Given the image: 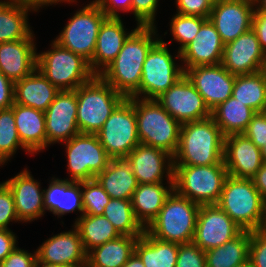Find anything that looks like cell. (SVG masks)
Returning <instances> with one entry per match:
<instances>
[{
  "label": "cell",
  "instance_id": "obj_55",
  "mask_svg": "<svg viewBox=\"0 0 266 267\" xmlns=\"http://www.w3.org/2000/svg\"><path fill=\"white\" fill-rule=\"evenodd\" d=\"M122 267H145L141 259L133 253L129 260Z\"/></svg>",
  "mask_w": 266,
  "mask_h": 267
},
{
  "label": "cell",
  "instance_id": "obj_46",
  "mask_svg": "<svg viewBox=\"0 0 266 267\" xmlns=\"http://www.w3.org/2000/svg\"><path fill=\"white\" fill-rule=\"evenodd\" d=\"M212 0H176L178 14L209 18L213 8Z\"/></svg>",
  "mask_w": 266,
  "mask_h": 267
},
{
  "label": "cell",
  "instance_id": "obj_20",
  "mask_svg": "<svg viewBox=\"0 0 266 267\" xmlns=\"http://www.w3.org/2000/svg\"><path fill=\"white\" fill-rule=\"evenodd\" d=\"M223 161L228 175L252 179L264 163L260 149L244 134L225 137Z\"/></svg>",
  "mask_w": 266,
  "mask_h": 267
},
{
  "label": "cell",
  "instance_id": "obj_10",
  "mask_svg": "<svg viewBox=\"0 0 266 267\" xmlns=\"http://www.w3.org/2000/svg\"><path fill=\"white\" fill-rule=\"evenodd\" d=\"M107 16L92 1L76 11L54 41L84 58L89 64L93 58L97 36Z\"/></svg>",
  "mask_w": 266,
  "mask_h": 267
},
{
  "label": "cell",
  "instance_id": "obj_27",
  "mask_svg": "<svg viewBox=\"0 0 266 267\" xmlns=\"http://www.w3.org/2000/svg\"><path fill=\"white\" fill-rule=\"evenodd\" d=\"M17 133L26 152L37 153L47 147L45 112L14 103Z\"/></svg>",
  "mask_w": 266,
  "mask_h": 267
},
{
  "label": "cell",
  "instance_id": "obj_23",
  "mask_svg": "<svg viewBox=\"0 0 266 267\" xmlns=\"http://www.w3.org/2000/svg\"><path fill=\"white\" fill-rule=\"evenodd\" d=\"M4 183L13 194L19 221L31 222L44 214V191L27 169Z\"/></svg>",
  "mask_w": 266,
  "mask_h": 267
},
{
  "label": "cell",
  "instance_id": "obj_9",
  "mask_svg": "<svg viewBox=\"0 0 266 267\" xmlns=\"http://www.w3.org/2000/svg\"><path fill=\"white\" fill-rule=\"evenodd\" d=\"M111 159H125L140 143L132 97L125 98L96 133Z\"/></svg>",
  "mask_w": 266,
  "mask_h": 267
},
{
  "label": "cell",
  "instance_id": "obj_49",
  "mask_svg": "<svg viewBox=\"0 0 266 267\" xmlns=\"http://www.w3.org/2000/svg\"><path fill=\"white\" fill-rule=\"evenodd\" d=\"M100 8V10L107 17H120V11H132L133 0H95L94 1Z\"/></svg>",
  "mask_w": 266,
  "mask_h": 267
},
{
  "label": "cell",
  "instance_id": "obj_18",
  "mask_svg": "<svg viewBox=\"0 0 266 267\" xmlns=\"http://www.w3.org/2000/svg\"><path fill=\"white\" fill-rule=\"evenodd\" d=\"M265 63L266 54L252 29L224 46L221 64L233 75L261 71Z\"/></svg>",
  "mask_w": 266,
  "mask_h": 267
},
{
  "label": "cell",
  "instance_id": "obj_26",
  "mask_svg": "<svg viewBox=\"0 0 266 267\" xmlns=\"http://www.w3.org/2000/svg\"><path fill=\"white\" fill-rule=\"evenodd\" d=\"M60 90L37 68L14 82V103L45 112Z\"/></svg>",
  "mask_w": 266,
  "mask_h": 267
},
{
  "label": "cell",
  "instance_id": "obj_51",
  "mask_svg": "<svg viewBox=\"0 0 266 267\" xmlns=\"http://www.w3.org/2000/svg\"><path fill=\"white\" fill-rule=\"evenodd\" d=\"M252 30L256 33L262 50L266 54V12L254 11Z\"/></svg>",
  "mask_w": 266,
  "mask_h": 267
},
{
  "label": "cell",
  "instance_id": "obj_12",
  "mask_svg": "<svg viewBox=\"0 0 266 267\" xmlns=\"http://www.w3.org/2000/svg\"><path fill=\"white\" fill-rule=\"evenodd\" d=\"M65 143L71 181L95 179L111 160L97 134L79 133Z\"/></svg>",
  "mask_w": 266,
  "mask_h": 267
},
{
  "label": "cell",
  "instance_id": "obj_57",
  "mask_svg": "<svg viewBox=\"0 0 266 267\" xmlns=\"http://www.w3.org/2000/svg\"><path fill=\"white\" fill-rule=\"evenodd\" d=\"M33 267H69V266L56 265V264H49V263H45V262L39 260L38 258H36Z\"/></svg>",
  "mask_w": 266,
  "mask_h": 267
},
{
  "label": "cell",
  "instance_id": "obj_28",
  "mask_svg": "<svg viewBox=\"0 0 266 267\" xmlns=\"http://www.w3.org/2000/svg\"><path fill=\"white\" fill-rule=\"evenodd\" d=\"M168 187H164L162 182L138 184L132 195L131 205L136 220L144 229L157 217L166 199L174 190V183H170Z\"/></svg>",
  "mask_w": 266,
  "mask_h": 267
},
{
  "label": "cell",
  "instance_id": "obj_5",
  "mask_svg": "<svg viewBox=\"0 0 266 267\" xmlns=\"http://www.w3.org/2000/svg\"><path fill=\"white\" fill-rule=\"evenodd\" d=\"M199 208L200 205L173 190L157 217L145 230L152 237L162 241L177 244L191 243Z\"/></svg>",
  "mask_w": 266,
  "mask_h": 267
},
{
  "label": "cell",
  "instance_id": "obj_53",
  "mask_svg": "<svg viewBox=\"0 0 266 267\" xmlns=\"http://www.w3.org/2000/svg\"><path fill=\"white\" fill-rule=\"evenodd\" d=\"M254 186L259 191L264 200H266V163L261 165V168L256 172L252 178Z\"/></svg>",
  "mask_w": 266,
  "mask_h": 267
},
{
  "label": "cell",
  "instance_id": "obj_48",
  "mask_svg": "<svg viewBox=\"0 0 266 267\" xmlns=\"http://www.w3.org/2000/svg\"><path fill=\"white\" fill-rule=\"evenodd\" d=\"M36 258V251L32 254L16 247L0 264V267H33Z\"/></svg>",
  "mask_w": 266,
  "mask_h": 267
},
{
  "label": "cell",
  "instance_id": "obj_17",
  "mask_svg": "<svg viewBox=\"0 0 266 267\" xmlns=\"http://www.w3.org/2000/svg\"><path fill=\"white\" fill-rule=\"evenodd\" d=\"M48 144L66 142L79 134L76 90H60L45 111Z\"/></svg>",
  "mask_w": 266,
  "mask_h": 267
},
{
  "label": "cell",
  "instance_id": "obj_2",
  "mask_svg": "<svg viewBox=\"0 0 266 267\" xmlns=\"http://www.w3.org/2000/svg\"><path fill=\"white\" fill-rule=\"evenodd\" d=\"M224 140L225 136L212 117L181 124L173 165L224 164Z\"/></svg>",
  "mask_w": 266,
  "mask_h": 267
},
{
  "label": "cell",
  "instance_id": "obj_22",
  "mask_svg": "<svg viewBox=\"0 0 266 267\" xmlns=\"http://www.w3.org/2000/svg\"><path fill=\"white\" fill-rule=\"evenodd\" d=\"M225 44L209 18L201 25L193 41L180 51L184 72L194 66L216 65L222 62Z\"/></svg>",
  "mask_w": 266,
  "mask_h": 267
},
{
  "label": "cell",
  "instance_id": "obj_39",
  "mask_svg": "<svg viewBox=\"0 0 266 267\" xmlns=\"http://www.w3.org/2000/svg\"><path fill=\"white\" fill-rule=\"evenodd\" d=\"M27 150L21 143L12 108L0 110V165L17 151L18 147Z\"/></svg>",
  "mask_w": 266,
  "mask_h": 267
},
{
  "label": "cell",
  "instance_id": "obj_54",
  "mask_svg": "<svg viewBox=\"0 0 266 267\" xmlns=\"http://www.w3.org/2000/svg\"><path fill=\"white\" fill-rule=\"evenodd\" d=\"M16 2L26 5L27 7H30L33 11H38L39 7H43L44 5H52V4H58V2H74L75 0H15Z\"/></svg>",
  "mask_w": 266,
  "mask_h": 267
},
{
  "label": "cell",
  "instance_id": "obj_47",
  "mask_svg": "<svg viewBox=\"0 0 266 267\" xmlns=\"http://www.w3.org/2000/svg\"><path fill=\"white\" fill-rule=\"evenodd\" d=\"M243 134L259 149L264 145L266 142V117L262 112L256 113L252 117Z\"/></svg>",
  "mask_w": 266,
  "mask_h": 267
},
{
  "label": "cell",
  "instance_id": "obj_34",
  "mask_svg": "<svg viewBox=\"0 0 266 267\" xmlns=\"http://www.w3.org/2000/svg\"><path fill=\"white\" fill-rule=\"evenodd\" d=\"M255 114L252 108L232 96L211 111V117L225 137L243 134Z\"/></svg>",
  "mask_w": 266,
  "mask_h": 267
},
{
  "label": "cell",
  "instance_id": "obj_43",
  "mask_svg": "<svg viewBox=\"0 0 266 267\" xmlns=\"http://www.w3.org/2000/svg\"><path fill=\"white\" fill-rule=\"evenodd\" d=\"M248 261L250 267H266V233L259 230L250 231Z\"/></svg>",
  "mask_w": 266,
  "mask_h": 267
},
{
  "label": "cell",
  "instance_id": "obj_19",
  "mask_svg": "<svg viewBox=\"0 0 266 267\" xmlns=\"http://www.w3.org/2000/svg\"><path fill=\"white\" fill-rule=\"evenodd\" d=\"M125 159L131 165L138 184L162 182L165 170L167 182L174 183L173 156L164 150L139 143Z\"/></svg>",
  "mask_w": 266,
  "mask_h": 267
},
{
  "label": "cell",
  "instance_id": "obj_40",
  "mask_svg": "<svg viewBox=\"0 0 266 267\" xmlns=\"http://www.w3.org/2000/svg\"><path fill=\"white\" fill-rule=\"evenodd\" d=\"M208 18L198 17V16H187L176 14L172 18L171 22V33L176 41H178L181 46L178 49V55L175 58H180V51L190 42L193 41L196 34L199 32L201 25Z\"/></svg>",
  "mask_w": 266,
  "mask_h": 267
},
{
  "label": "cell",
  "instance_id": "obj_38",
  "mask_svg": "<svg viewBox=\"0 0 266 267\" xmlns=\"http://www.w3.org/2000/svg\"><path fill=\"white\" fill-rule=\"evenodd\" d=\"M103 215L121 235L142 236L145 231L135 218L131 200L111 198Z\"/></svg>",
  "mask_w": 266,
  "mask_h": 267
},
{
  "label": "cell",
  "instance_id": "obj_24",
  "mask_svg": "<svg viewBox=\"0 0 266 267\" xmlns=\"http://www.w3.org/2000/svg\"><path fill=\"white\" fill-rule=\"evenodd\" d=\"M33 39L0 43V71L11 81L27 77L37 68V52Z\"/></svg>",
  "mask_w": 266,
  "mask_h": 267
},
{
  "label": "cell",
  "instance_id": "obj_32",
  "mask_svg": "<svg viewBox=\"0 0 266 267\" xmlns=\"http://www.w3.org/2000/svg\"><path fill=\"white\" fill-rule=\"evenodd\" d=\"M30 7L15 0L0 1V43L34 39L27 21Z\"/></svg>",
  "mask_w": 266,
  "mask_h": 267
},
{
  "label": "cell",
  "instance_id": "obj_3",
  "mask_svg": "<svg viewBox=\"0 0 266 267\" xmlns=\"http://www.w3.org/2000/svg\"><path fill=\"white\" fill-rule=\"evenodd\" d=\"M77 125L80 133L96 134L125 99L100 75L76 89Z\"/></svg>",
  "mask_w": 266,
  "mask_h": 267
},
{
  "label": "cell",
  "instance_id": "obj_56",
  "mask_svg": "<svg viewBox=\"0 0 266 267\" xmlns=\"http://www.w3.org/2000/svg\"><path fill=\"white\" fill-rule=\"evenodd\" d=\"M257 230L266 233V200H264L262 220Z\"/></svg>",
  "mask_w": 266,
  "mask_h": 267
},
{
  "label": "cell",
  "instance_id": "obj_42",
  "mask_svg": "<svg viewBox=\"0 0 266 267\" xmlns=\"http://www.w3.org/2000/svg\"><path fill=\"white\" fill-rule=\"evenodd\" d=\"M176 267H206L205 251L193 242L178 244Z\"/></svg>",
  "mask_w": 266,
  "mask_h": 267
},
{
  "label": "cell",
  "instance_id": "obj_36",
  "mask_svg": "<svg viewBox=\"0 0 266 267\" xmlns=\"http://www.w3.org/2000/svg\"><path fill=\"white\" fill-rule=\"evenodd\" d=\"M74 226L79 230L85 251L102 245L121 234L104 215H81Z\"/></svg>",
  "mask_w": 266,
  "mask_h": 267
},
{
  "label": "cell",
  "instance_id": "obj_37",
  "mask_svg": "<svg viewBox=\"0 0 266 267\" xmlns=\"http://www.w3.org/2000/svg\"><path fill=\"white\" fill-rule=\"evenodd\" d=\"M232 97L252 108L256 113L262 112L266 105V75L263 70L237 75Z\"/></svg>",
  "mask_w": 266,
  "mask_h": 267
},
{
  "label": "cell",
  "instance_id": "obj_31",
  "mask_svg": "<svg viewBox=\"0 0 266 267\" xmlns=\"http://www.w3.org/2000/svg\"><path fill=\"white\" fill-rule=\"evenodd\" d=\"M140 236L121 235L87 253L86 267H122L134 253Z\"/></svg>",
  "mask_w": 266,
  "mask_h": 267
},
{
  "label": "cell",
  "instance_id": "obj_4",
  "mask_svg": "<svg viewBox=\"0 0 266 267\" xmlns=\"http://www.w3.org/2000/svg\"><path fill=\"white\" fill-rule=\"evenodd\" d=\"M137 132L141 144L153 146L174 156L179 145L181 124L156 99L132 97Z\"/></svg>",
  "mask_w": 266,
  "mask_h": 267
},
{
  "label": "cell",
  "instance_id": "obj_16",
  "mask_svg": "<svg viewBox=\"0 0 266 267\" xmlns=\"http://www.w3.org/2000/svg\"><path fill=\"white\" fill-rule=\"evenodd\" d=\"M185 75L201 94L210 111L232 96L236 75L231 74L221 63L194 66L188 68Z\"/></svg>",
  "mask_w": 266,
  "mask_h": 267
},
{
  "label": "cell",
  "instance_id": "obj_59",
  "mask_svg": "<svg viewBox=\"0 0 266 267\" xmlns=\"http://www.w3.org/2000/svg\"><path fill=\"white\" fill-rule=\"evenodd\" d=\"M260 152L262 154L263 162L266 163V142L264 145L260 148Z\"/></svg>",
  "mask_w": 266,
  "mask_h": 267
},
{
  "label": "cell",
  "instance_id": "obj_21",
  "mask_svg": "<svg viewBox=\"0 0 266 267\" xmlns=\"http://www.w3.org/2000/svg\"><path fill=\"white\" fill-rule=\"evenodd\" d=\"M56 234L47 239L37 250V258L45 263L69 267H86L87 252L79 230Z\"/></svg>",
  "mask_w": 266,
  "mask_h": 267
},
{
  "label": "cell",
  "instance_id": "obj_60",
  "mask_svg": "<svg viewBox=\"0 0 266 267\" xmlns=\"http://www.w3.org/2000/svg\"><path fill=\"white\" fill-rule=\"evenodd\" d=\"M234 267H250L249 261L245 264L234 266Z\"/></svg>",
  "mask_w": 266,
  "mask_h": 267
},
{
  "label": "cell",
  "instance_id": "obj_13",
  "mask_svg": "<svg viewBox=\"0 0 266 267\" xmlns=\"http://www.w3.org/2000/svg\"><path fill=\"white\" fill-rule=\"evenodd\" d=\"M156 101L180 124L211 117L203 97L185 74Z\"/></svg>",
  "mask_w": 266,
  "mask_h": 267
},
{
  "label": "cell",
  "instance_id": "obj_6",
  "mask_svg": "<svg viewBox=\"0 0 266 267\" xmlns=\"http://www.w3.org/2000/svg\"><path fill=\"white\" fill-rule=\"evenodd\" d=\"M228 171L225 164L174 165V190L198 205H215L221 197Z\"/></svg>",
  "mask_w": 266,
  "mask_h": 267
},
{
  "label": "cell",
  "instance_id": "obj_1",
  "mask_svg": "<svg viewBox=\"0 0 266 267\" xmlns=\"http://www.w3.org/2000/svg\"><path fill=\"white\" fill-rule=\"evenodd\" d=\"M155 34V26H137L117 57L99 74L125 98H139L143 63L150 49L160 40L152 38Z\"/></svg>",
  "mask_w": 266,
  "mask_h": 267
},
{
  "label": "cell",
  "instance_id": "obj_15",
  "mask_svg": "<svg viewBox=\"0 0 266 267\" xmlns=\"http://www.w3.org/2000/svg\"><path fill=\"white\" fill-rule=\"evenodd\" d=\"M254 0H221L213 4L209 20L227 44L252 29Z\"/></svg>",
  "mask_w": 266,
  "mask_h": 267
},
{
  "label": "cell",
  "instance_id": "obj_58",
  "mask_svg": "<svg viewBox=\"0 0 266 267\" xmlns=\"http://www.w3.org/2000/svg\"><path fill=\"white\" fill-rule=\"evenodd\" d=\"M254 4L255 5L257 4L255 11H265L266 12V0H254Z\"/></svg>",
  "mask_w": 266,
  "mask_h": 267
},
{
  "label": "cell",
  "instance_id": "obj_30",
  "mask_svg": "<svg viewBox=\"0 0 266 267\" xmlns=\"http://www.w3.org/2000/svg\"><path fill=\"white\" fill-rule=\"evenodd\" d=\"M81 182L69 179L52 178L47 190L44 191V209L57 216L71 213L75 210L83 212Z\"/></svg>",
  "mask_w": 266,
  "mask_h": 267
},
{
  "label": "cell",
  "instance_id": "obj_63",
  "mask_svg": "<svg viewBox=\"0 0 266 267\" xmlns=\"http://www.w3.org/2000/svg\"><path fill=\"white\" fill-rule=\"evenodd\" d=\"M213 1V3H215V2H218V1H221V0H212Z\"/></svg>",
  "mask_w": 266,
  "mask_h": 267
},
{
  "label": "cell",
  "instance_id": "obj_35",
  "mask_svg": "<svg viewBox=\"0 0 266 267\" xmlns=\"http://www.w3.org/2000/svg\"><path fill=\"white\" fill-rule=\"evenodd\" d=\"M250 231L243 230L234 239L205 251L206 267H234L248 262Z\"/></svg>",
  "mask_w": 266,
  "mask_h": 267
},
{
  "label": "cell",
  "instance_id": "obj_14",
  "mask_svg": "<svg viewBox=\"0 0 266 267\" xmlns=\"http://www.w3.org/2000/svg\"><path fill=\"white\" fill-rule=\"evenodd\" d=\"M242 231L217 204L201 205L192 242L208 251L234 239Z\"/></svg>",
  "mask_w": 266,
  "mask_h": 267
},
{
  "label": "cell",
  "instance_id": "obj_7",
  "mask_svg": "<svg viewBox=\"0 0 266 267\" xmlns=\"http://www.w3.org/2000/svg\"><path fill=\"white\" fill-rule=\"evenodd\" d=\"M264 199L252 179L228 175L217 205L243 230H257L263 214Z\"/></svg>",
  "mask_w": 266,
  "mask_h": 267
},
{
  "label": "cell",
  "instance_id": "obj_62",
  "mask_svg": "<svg viewBox=\"0 0 266 267\" xmlns=\"http://www.w3.org/2000/svg\"><path fill=\"white\" fill-rule=\"evenodd\" d=\"M263 72L265 73L266 75V63L264 64V67H263Z\"/></svg>",
  "mask_w": 266,
  "mask_h": 267
},
{
  "label": "cell",
  "instance_id": "obj_25",
  "mask_svg": "<svg viewBox=\"0 0 266 267\" xmlns=\"http://www.w3.org/2000/svg\"><path fill=\"white\" fill-rule=\"evenodd\" d=\"M124 29L120 17H107L103 21L97 36L95 52L89 64L95 75H99L117 57L125 40L132 33H126Z\"/></svg>",
  "mask_w": 266,
  "mask_h": 267
},
{
  "label": "cell",
  "instance_id": "obj_33",
  "mask_svg": "<svg viewBox=\"0 0 266 267\" xmlns=\"http://www.w3.org/2000/svg\"><path fill=\"white\" fill-rule=\"evenodd\" d=\"M134 253L145 267H176L178 244L159 240L145 230L136 241Z\"/></svg>",
  "mask_w": 266,
  "mask_h": 267
},
{
  "label": "cell",
  "instance_id": "obj_44",
  "mask_svg": "<svg viewBox=\"0 0 266 267\" xmlns=\"http://www.w3.org/2000/svg\"><path fill=\"white\" fill-rule=\"evenodd\" d=\"M10 221H19V219L15 210L13 194L3 182L0 183V228L7 229Z\"/></svg>",
  "mask_w": 266,
  "mask_h": 267
},
{
  "label": "cell",
  "instance_id": "obj_29",
  "mask_svg": "<svg viewBox=\"0 0 266 267\" xmlns=\"http://www.w3.org/2000/svg\"><path fill=\"white\" fill-rule=\"evenodd\" d=\"M110 198L131 200L138 186L131 165L126 159H111L108 166L95 176Z\"/></svg>",
  "mask_w": 266,
  "mask_h": 267
},
{
  "label": "cell",
  "instance_id": "obj_61",
  "mask_svg": "<svg viewBox=\"0 0 266 267\" xmlns=\"http://www.w3.org/2000/svg\"><path fill=\"white\" fill-rule=\"evenodd\" d=\"M262 113H263V115L266 117V105H265V107L263 108Z\"/></svg>",
  "mask_w": 266,
  "mask_h": 267
},
{
  "label": "cell",
  "instance_id": "obj_8",
  "mask_svg": "<svg viewBox=\"0 0 266 267\" xmlns=\"http://www.w3.org/2000/svg\"><path fill=\"white\" fill-rule=\"evenodd\" d=\"M51 46L52 50L37 54V69L59 90H76L95 75L81 56L56 41Z\"/></svg>",
  "mask_w": 266,
  "mask_h": 267
},
{
  "label": "cell",
  "instance_id": "obj_50",
  "mask_svg": "<svg viewBox=\"0 0 266 267\" xmlns=\"http://www.w3.org/2000/svg\"><path fill=\"white\" fill-rule=\"evenodd\" d=\"M14 104V82L0 71V110L11 108Z\"/></svg>",
  "mask_w": 266,
  "mask_h": 267
},
{
  "label": "cell",
  "instance_id": "obj_11",
  "mask_svg": "<svg viewBox=\"0 0 266 267\" xmlns=\"http://www.w3.org/2000/svg\"><path fill=\"white\" fill-rule=\"evenodd\" d=\"M166 45L160 39L147 54L142 66L139 98L156 99L185 74L184 66L176 65Z\"/></svg>",
  "mask_w": 266,
  "mask_h": 267
},
{
  "label": "cell",
  "instance_id": "obj_52",
  "mask_svg": "<svg viewBox=\"0 0 266 267\" xmlns=\"http://www.w3.org/2000/svg\"><path fill=\"white\" fill-rule=\"evenodd\" d=\"M16 236L9 229L0 228V264L16 248Z\"/></svg>",
  "mask_w": 266,
  "mask_h": 267
},
{
  "label": "cell",
  "instance_id": "obj_41",
  "mask_svg": "<svg viewBox=\"0 0 266 267\" xmlns=\"http://www.w3.org/2000/svg\"><path fill=\"white\" fill-rule=\"evenodd\" d=\"M84 215H103L110 196L96 179L81 182Z\"/></svg>",
  "mask_w": 266,
  "mask_h": 267
},
{
  "label": "cell",
  "instance_id": "obj_45",
  "mask_svg": "<svg viewBox=\"0 0 266 267\" xmlns=\"http://www.w3.org/2000/svg\"><path fill=\"white\" fill-rule=\"evenodd\" d=\"M158 0H133L132 12L138 26H155V13Z\"/></svg>",
  "mask_w": 266,
  "mask_h": 267
}]
</instances>
